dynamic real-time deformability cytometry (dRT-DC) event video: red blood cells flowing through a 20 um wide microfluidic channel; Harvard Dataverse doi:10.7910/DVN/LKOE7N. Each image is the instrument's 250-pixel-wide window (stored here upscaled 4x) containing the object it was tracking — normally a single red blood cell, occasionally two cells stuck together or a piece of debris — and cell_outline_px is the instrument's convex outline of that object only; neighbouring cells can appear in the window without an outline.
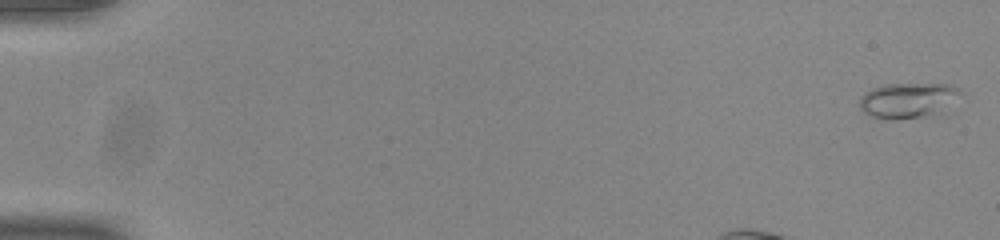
{"species": "common noctule bat (a hibernating species)", "species_latin": "Nyctalus noctula", "temperature_condition": "room temperature", "stored_images_in_passage": 50, "camera_frame_rate_fps": 3000, "um_per_image_px": 0.085, "animal": {"sex": "male", "body_mass_g": 20.0, "forearm_length_mm": 53.3}, "frame": {"image": 1, "passage_image": 1, "time_ms": 0.0, "image_size_px": [1000, 240], "cell_outline_px": [[964, 92], [932, 112], [924, 116], [872, 116], [864, 112], [860, 108], [860, 96], [864, 92], [872, 88], [884, 84], [948, 84], [960, 88]], "centroid_in_image_um": [77.09, 8.43], "position_along_channel_um": 7.9, "area_um2": 19.25}}
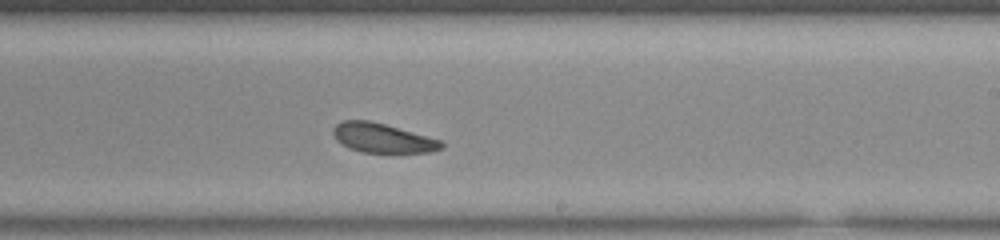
{"frame": {"image": 2, "passage_image": 29, "time_ms": 9.333, "image_size_px": [1000, 240], "cell_outline_px": [[444, 148], [432, 152], [360, 152], [348, 148], [340, 144], [336, 140], [332, 132], [332, 128], [336, 124], [344, 120], [368, 120], [384, 124], [440, 140], [444, 144]], "centroid_in_image_um": [32.47, 11.74], "position_along_channel_um": 256.5, "area_um2": 18.44}}
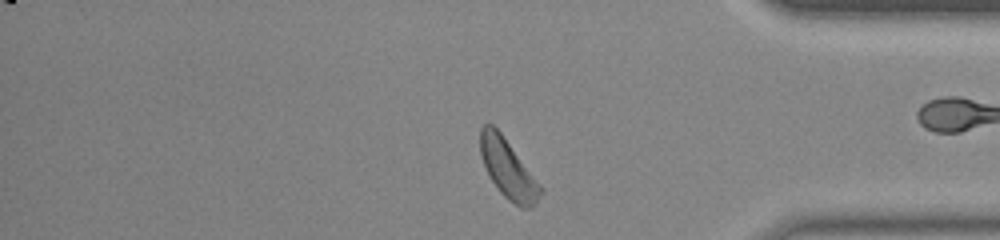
{"frame": {"image": 3, "passage_image": 41, "time_ms": 13.333, "image_size_px": [1000, 240], "cell_outline_px": [[544, 192], [532, 208], [520, 208], [508, 200], [500, 192], [492, 180], [480, 156], [480, 128], [484, 124], [492, 124], [500, 132], [544, 188]], "centroid_in_image_um": [43.21, 14.39], "position_along_channel_um": 392.0, "area_um2": 20.63}, "authors_computed_cell_mechanics": {"area_um2": 19.7965, "velocity_mm_per_s": 3.8227, "shape_relaxation_time_tau1_ms": 5.9731, "shape_relaxation_time_tau2_ms": 8.1348, "deformation_change_tau1": 0.1501, "deformation_change_tau2": 0.198}}